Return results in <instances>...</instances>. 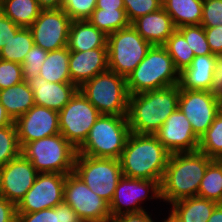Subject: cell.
<instances>
[{
    "mask_svg": "<svg viewBox=\"0 0 222 222\" xmlns=\"http://www.w3.org/2000/svg\"><path fill=\"white\" fill-rule=\"evenodd\" d=\"M212 160L200 151L171 154L160 183L161 199L172 204L197 196L201 180Z\"/></svg>",
    "mask_w": 222,
    "mask_h": 222,
    "instance_id": "1",
    "label": "cell"
},
{
    "mask_svg": "<svg viewBox=\"0 0 222 222\" xmlns=\"http://www.w3.org/2000/svg\"><path fill=\"white\" fill-rule=\"evenodd\" d=\"M170 155L155 135L131 132L119 158L122 174L161 183Z\"/></svg>",
    "mask_w": 222,
    "mask_h": 222,
    "instance_id": "2",
    "label": "cell"
},
{
    "mask_svg": "<svg viewBox=\"0 0 222 222\" xmlns=\"http://www.w3.org/2000/svg\"><path fill=\"white\" fill-rule=\"evenodd\" d=\"M179 84L129 95L128 124L132 133L154 135L178 108Z\"/></svg>",
    "mask_w": 222,
    "mask_h": 222,
    "instance_id": "3",
    "label": "cell"
},
{
    "mask_svg": "<svg viewBox=\"0 0 222 222\" xmlns=\"http://www.w3.org/2000/svg\"><path fill=\"white\" fill-rule=\"evenodd\" d=\"M179 71L163 45H153L126 78L129 95L179 84Z\"/></svg>",
    "mask_w": 222,
    "mask_h": 222,
    "instance_id": "4",
    "label": "cell"
},
{
    "mask_svg": "<svg viewBox=\"0 0 222 222\" xmlns=\"http://www.w3.org/2000/svg\"><path fill=\"white\" fill-rule=\"evenodd\" d=\"M130 133L127 116L101 114L77 154L119 159Z\"/></svg>",
    "mask_w": 222,
    "mask_h": 222,
    "instance_id": "5",
    "label": "cell"
},
{
    "mask_svg": "<svg viewBox=\"0 0 222 222\" xmlns=\"http://www.w3.org/2000/svg\"><path fill=\"white\" fill-rule=\"evenodd\" d=\"M21 153L33 164L38 173L74 172L77 149L64 136H48L26 143Z\"/></svg>",
    "mask_w": 222,
    "mask_h": 222,
    "instance_id": "6",
    "label": "cell"
},
{
    "mask_svg": "<svg viewBox=\"0 0 222 222\" xmlns=\"http://www.w3.org/2000/svg\"><path fill=\"white\" fill-rule=\"evenodd\" d=\"M79 90L101 114L127 116L129 93L126 77L107 70L85 82Z\"/></svg>",
    "mask_w": 222,
    "mask_h": 222,
    "instance_id": "7",
    "label": "cell"
},
{
    "mask_svg": "<svg viewBox=\"0 0 222 222\" xmlns=\"http://www.w3.org/2000/svg\"><path fill=\"white\" fill-rule=\"evenodd\" d=\"M151 46L132 25L107 35L109 70L127 78Z\"/></svg>",
    "mask_w": 222,
    "mask_h": 222,
    "instance_id": "8",
    "label": "cell"
},
{
    "mask_svg": "<svg viewBox=\"0 0 222 222\" xmlns=\"http://www.w3.org/2000/svg\"><path fill=\"white\" fill-rule=\"evenodd\" d=\"M74 173L109 204L119 180L123 177L119 159L96 158L77 154Z\"/></svg>",
    "mask_w": 222,
    "mask_h": 222,
    "instance_id": "9",
    "label": "cell"
},
{
    "mask_svg": "<svg viewBox=\"0 0 222 222\" xmlns=\"http://www.w3.org/2000/svg\"><path fill=\"white\" fill-rule=\"evenodd\" d=\"M59 113L60 133L78 149L101 113L78 90Z\"/></svg>",
    "mask_w": 222,
    "mask_h": 222,
    "instance_id": "10",
    "label": "cell"
},
{
    "mask_svg": "<svg viewBox=\"0 0 222 222\" xmlns=\"http://www.w3.org/2000/svg\"><path fill=\"white\" fill-rule=\"evenodd\" d=\"M64 202L83 222H112L109 203L91 191L74 172L66 175Z\"/></svg>",
    "mask_w": 222,
    "mask_h": 222,
    "instance_id": "11",
    "label": "cell"
},
{
    "mask_svg": "<svg viewBox=\"0 0 222 222\" xmlns=\"http://www.w3.org/2000/svg\"><path fill=\"white\" fill-rule=\"evenodd\" d=\"M149 191L152 193L148 196ZM160 199V183L158 181L127 178L122 177L115 189V193L112 201L109 204L111 218L114 219L122 214L139 213L146 209H143L140 205L142 201L147 198Z\"/></svg>",
    "mask_w": 222,
    "mask_h": 222,
    "instance_id": "12",
    "label": "cell"
},
{
    "mask_svg": "<svg viewBox=\"0 0 222 222\" xmlns=\"http://www.w3.org/2000/svg\"><path fill=\"white\" fill-rule=\"evenodd\" d=\"M66 174L39 173L33 186L16 206V213H32L64 202Z\"/></svg>",
    "mask_w": 222,
    "mask_h": 222,
    "instance_id": "13",
    "label": "cell"
},
{
    "mask_svg": "<svg viewBox=\"0 0 222 222\" xmlns=\"http://www.w3.org/2000/svg\"><path fill=\"white\" fill-rule=\"evenodd\" d=\"M71 22L62 9L41 10L38 18L29 27L34 44L46 51L67 47Z\"/></svg>",
    "mask_w": 222,
    "mask_h": 222,
    "instance_id": "14",
    "label": "cell"
},
{
    "mask_svg": "<svg viewBox=\"0 0 222 222\" xmlns=\"http://www.w3.org/2000/svg\"><path fill=\"white\" fill-rule=\"evenodd\" d=\"M219 99L210 91L179 89L178 109L191 123L200 138L218 115Z\"/></svg>",
    "mask_w": 222,
    "mask_h": 222,
    "instance_id": "15",
    "label": "cell"
},
{
    "mask_svg": "<svg viewBox=\"0 0 222 222\" xmlns=\"http://www.w3.org/2000/svg\"><path fill=\"white\" fill-rule=\"evenodd\" d=\"M38 174L33 164L21 153L0 167V196L17 206L33 186Z\"/></svg>",
    "mask_w": 222,
    "mask_h": 222,
    "instance_id": "16",
    "label": "cell"
},
{
    "mask_svg": "<svg viewBox=\"0 0 222 222\" xmlns=\"http://www.w3.org/2000/svg\"><path fill=\"white\" fill-rule=\"evenodd\" d=\"M14 123L21 148L28 142L60 133L58 111L43 106L34 105Z\"/></svg>",
    "mask_w": 222,
    "mask_h": 222,
    "instance_id": "17",
    "label": "cell"
},
{
    "mask_svg": "<svg viewBox=\"0 0 222 222\" xmlns=\"http://www.w3.org/2000/svg\"><path fill=\"white\" fill-rule=\"evenodd\" d=\"M171 153L198 151L200 138L194 133L191 123L180 109H176L154 134Z\"/></svg>",
    "mask_w": 222,
    "mask_h": 222,
    "instance_id": "18",
    "label": "cell"
},
{
    "mask_svg": "<svg viewBox=\"0 0 222 222\" xmlns=\"http://www.w3.org/2000/svg\"><path fill=\"white\" fill-rule=\"evenodd\" d=\"M69 73L73 84L80 88L93 77L109 70L108 49L70 51Z\"/></svg>",
    "mask_w": 222,
    "mask_h": 222,
    "instance_id": "19",
    "label": "cell"
},
{
    "mask_svg": "<svg viewBox=\"0 0 222 222\" xmlns=\"http://www.w3.org/2000/svg\"><path fill=\"white\" fill-rule=\"evenodd\" d=\"M29 85L34 93L35 105L58 112L62 110L79 90L73 83H49L39 75L29 82Z\"/></svg>",
    "mask_w": 222,
    "mask_h": 222,
    "instance_id": "20",
    "label": "cell"
},
{
    "mask_svg": "<svg viewBox=\"0 0 222 222\" xmlns=\"http://www.w3.org/2000/svg\"><path fill=\"white\" fill-rule=\"evenodd\" d=\"M131 25L152 46L164 45L177 29L163 8L137 18Z\"/></svg>",
    "mask_w": 222,
    "mask_h": 222,
    "instance_id": "21",
    "label": "cell"
},
{
    "mask_svg": "<svg viewBox=\"0 0 222 222\" xmlns=\"http://www.w3.org/2000/svg\"><path fill=\"white\" fill-rule=\"evenodd\" d=\"M216 55L195 56L179 73V89L210 91Z\"/></svg>",
    "mask_w": 222,
    "mask_h": 222,
    "instance_id": "22",
    "label": "cell"
},
{
    "mask_svg": "<svg viewBox=\"0 0 222 222\" xmlns=\"http://www.w3.org/2000/svg\"><path fill=\"white\" fill-rule=\"evenodd\" d=\"M69 51H86L107 48V35L86 20H72L69 37Z\"/></svg>",
    "mask_w": 222,
    "mask_h": 222,
    "instance_id": "23",
    "label": "cell"
},
{
    "mask_svg": "<svg viewBox=\"0 0 222 222\" xmlns=\"http://www.w3.org/2000/svg\"><path fill=\"white\" fill-rule=\"evenodd\" d=\"M169 217L174 222H207L217 202L193 196L171 204Z\"/></svg>",
    "mask_w": 222,
    "mask_h": 222,
    "instance_id": "24",
    "label": "cell"
},
{
    "mask_svg": "<svg viewBox=\"0 0 222 222\" xmlns=\"http://www.w3.org/2000/svg\"><path fill=\"white\" fill-rule=\"evenodd\" d=\"M0 103L13 121L28 112L34 105V93L29 83L21 82L17 85L0 90Z\"/></svg>",
    "mask_w": 222,
    "mask_h": 222,
    "instance_id": "25",
    "label": "cell"
},
{
    "mask_svg": "<svg viewBox=\"0 0 222 222\" xmlns=\"http://www.w3.org/2000/svg\"><path fill=\"white\" fill-rule=\"evenodd\" d=\"M162 8L176 28L201 24L203 0H162Z\"/></svg>",
    "mask_w": 222,
    "mask_h": 222,
    "instance_id": "26",
    "label": "cell"
},
{
    "mask_svg": "<svg viewBox=\"0 0 222 222\" xmlns=\"http://www.w3.org/2000/svg\"><path fill=\"white\" fill-rule=\"evenodd\" d=\"M69 57L68 47L48 51L39 76L49 83H72L68 65Z\"/></svg>",
    "mask_w": 222,
    "mask_h": 222,
    "instance_id": "27",
    "label": "cell"
},
{
    "mask_svg": "<svg viewBox=\"0 0 222 222\" xmlns=\"http://www.w3.org/2000/svg\"><path fill=\"white\" fill-rule=\"evenodd\" d=\"M41 10L37 0H3L0 6V11L22 28H29Z\"/></svg>",
    "mask_w": 222,
    "mask_h": 222,
    "instance_id": "28",
    "label": "cell"
},
{
    "mask_svg": "<svg viewBox=\"0 0 222 222\" xmlns=\"http://www.w3.org/2000/svg\"><path fill=\"white\" fill-rule=\"evenodd\" d=\"M197 196L222 204V160L213 159L209 163Z\"/></svg>",
    "mask_w": 222,
    "mask_h": 222,
    "instance_id": "29",
    "label": "cell"
},
{
    "mask_svg": "<svg viewBox=\"0 0 222 222\" xmlns=\"http://www.w3.org/2000/svg\"><path fill=\"white\" fill-rule=\"evenodd\" d=\"M87 20L97 29L102 30L106 35L131 25L125 9H95Z\"/></svg>",
    "mask_w": 222,
    "mask_h": 222,
    "instance_id": "30",
    "label": "cell"
},
{
    "mask_svg": "<svg viewBox=\"0 0 222 222\" xmlns=\"http://www.w3.org/2000/svg\"><path fill=\"white\" fill-rule=\"evenodd\" d=\"M33 45L34 40L30 28H21L0 50V59L22 64Z\"/></svg>",
    "mask_w": 222,
    "mask_h": 222,
    "instance_id": "31",
    "label": "cell"
},
{
    "mask_svg": "<svg viewBox=\"0 0 222 222\" xmlns=\"http://www.w3.org/2000/svg\"><path fill=\"white\" fill-rule=\"evenodd\" d=\"M171 56L175 68L181 72L195 57L184 36L176 29L163 45Z\"/></svg>",
    "mask_w": 222,
    "mask_h": 222,
    "instance_id": "32",
    "label": "cell"
},
{
    "mask_svg": "<svg viewBox=\"0 0 222 222\" xmlns=\"http://www.w3.org/2000/svg\"><path fill=\"white\" fill-rule=\"evenodd\" d=\"M198 151L209 158L222 160V116L219 114L200 137Z\"/></svg>",
    "mask_w": 222,
    "mask_h": 222,
    "instance_id": "33",
    "label": "cell"
},
{
    "mask_svg": "<svg viewBox=\"0 0 222 222\" xmlns=\"http://www.w3.org/2000/svg\"><path fill=\"white\" fill-rule=\"evenodd\" d=\"M21 154L15 123L0 128V167Z\"/></svg>",
    "mask_w": 222,
    "mask_h": 222,
    "instance_id": "34",
    "label": "cell"
},
{
    "mask_svg": "<svg viewBox=\"0 0 222 222\" xmlns=\"http://www.w3.org/2000/svg\"><path fill=\"white\" fill-rule=\"evenodd\" d=\"M177 30L184 36L195 56L212 54L203 26L185 25L177 28Z\"/></svg>",
    "mask_w": 222,
    "mask_h": 222,
    "instance_id": "35",
    "label": "cell"
},
{
    "mask_svg": "<svg viewBox=\"0 0 222 222\" xmlns=\"http://www.w3.org/2000/svg\"><path fill=\"white\" fill-rule=\"evenodd\" d=\"M47 54L48 51L43 50L41 47L35 44L32 46L22 63L24 82L29 83L39 75Z\"/></svg>",
    "mask_w": 222,
    "mask_h": 222,
    "instance_id": "36",
    "label": "cell"
},
{
    "mask_svg": "<svg viewBox=\"0 0 222 222\" xmlns=\"http://www.w3.org/2000/svg\"><path fill=\"white\" fill-rule=\"evenodd\" d=\"M123 3L130 23L162 8V0H123Z\"/></svg>",
    "mask_w": 222,
    "mask_h": 222,
    "instance_id": "37",
    "label": "cell"
},
{
    "mask_svg": "<svg viewBox=\"0 0 222 222\" xmlns=\"http://www.w3.org/2000/svg\"><path fill=\"white\" fill-rule=\"evenodd\" d=\"M97 0H64L62 10L71 20H86L96 9Z\"/></svg>",
    "mask_w": 222,
    "mask_h": 222,
    "instance_id": "38",
    "label": "cell"
},
{
    "mask_svg": "<svg viewBox=\"0 0 222 222\" xmlns=\"http://www.w3.org/2000/svg\"><path fill=\"white\" fill-rule=\"evenodd\" d=\"M23 81L22 64L0 59V90Z\"/></svg>",
    "mask_w": 222,
    "mask_h": 222,
    "instance_id": "39",
    "label": "cell"
},
{
    "mask_svg": "<svg viewBox=\"0 0 222 222\" xmlns=\"http://www.w3.org/2000/svg\"><path fill=\"white\" fill-rule=\"evenodd\" d=\"M201 26L222 25V0H203Z\"/></svg>",
    "mask_w": 222,
    "mask_h": 222,
    "instance_id": "40",
    "label": "cell"
},
{
    "mask_svg": "<svg viewBox=\"0 0 222 222\" xmlns=\"http://www.w3.org/2000/svg\"><path fill=\"white\" fill-rule=\"evenodd\" d=\"M16 222H59V204L32 213H16Z\"/></svg>",
    "mask_w": 222,
    "mask_h": 222,
    "instance_id": "41",
    "label": "cell"
},
{
    "mask_svg": "<svg viewBox=\"0 0 222 222\" xmlns=\"http://www.w3.org/2000/svg\"><path fill=\"white\" fill-rule=\"evenodd\" d=\"M21 28L0 11V50Z\"/></svg>",
    "mask_w": 222,
    "mask_h": 222,
    "instance_id": "42",
    "label": "cell"
},
{
    "mask_svg": "<svg viewBox=\"0 0 222 222\" xmlns=\"http://www.w3.org/2000/svg\"><path fill=\"white\" fill-rule=\"evenodd\" d=\"M204 30L212 54H222V25L216 27H204Z\"/></svg>",
    "mask_w": 222,
    "mask_h": 222,
    "instance_id": "43",
    "label": "cell"
},
{
    "mask_svg": "<svg viewBox=\"0 0 222 222\" xmlns=\"http://www.w3.org/2000/svg\"><path fill=\"white\" fill-rule=\"evenodd\" d=\"M210 92L218 99L222 97V54L216 55Z\"/></svg>",
    "mask_w": 222,
    "mask_h": 222,
    "instance_id": "44",
    "label": "cell"
},
{
    "mask_svg": "<svg viewBox=\"0 0 222 222\" xmlns=\"http://www.w3.org/2000/svg\"><path fill=\"white\" fill-rule=\"evenodd\" d=\"M0 222H16V206L0 196Z\"/></svg>",
    "mask_w": 222,
    "mask_h": 222,
    "instance_id": "45",
    "label": "cell"
},
{
    "mask_svg": "<svg viewBox=\"0 0 222 222\" xmlns=\"http://www.w3.org/2000/svg\"><path fill=\"white\" fill-rule=\"evenodd\" d=\"M112 222H154L147 211L139 213L122 214L112 219Z\"/></svg>",
    "mask_w": 222,
    "mask_h": 222,
    "instance_id": "46",
    "label": "cell"
},
{
    "mask_svg": "<svg viewBox=\"0 0 222 222\" xmlns=\"http://www.w3.org/2000/svg\"><path fill=\"white\" fill-rule=\"evenodd\" d=\"M59 222H83L75 210L65 202L59 204Z\"/></svg>",
    "mask_w": 222,
    "mask_h": 222,
    "instance_id": "47",
    "label": "cell"
},
{
    "mask_svg": "<svg viewBox=\"0 0 222 222\" xmlns=\"http://www.w3.org/2000/svg\"><path fill=\"white\" fill-rule=\"evenodd\" d=\"M96 9H125L123 0H97Z\"/></svg>",
    "mask_w": 222,
    "mask_h": 222,
    "instance_id": "48",
    "label": "cell"
},
{
    "mask_svg": "<svg viewBox=\"0 0 222 222\" xmlns=\"http://www.w3.org/2000/svg\"><path fill=\"white\" fill-rule=\"evenodd\" d=\"M39 7L42 10L48 9H61L64 3V0H37Z\"/></svg>",
    "mask_w": 222,
    "mask_h": 222,
    "instance_id": "49",
    "label": "cell"
},
{
    "mask_svg": "<svg viewBox=\"0 0 222 222\" xmlns=\"http://www.w3.org/2000/svg\"><path fill=\"white\" fill-rule=\"evenodd\" d=\"M14 121L7 114L5 107L0 103V128L12 125Z\"/></svg>",
    "mask_w": 222,
    "mask_h": 222,
    "instance_id": "50",
    "label": "cell"
},
{
    "mask_svg": "<svg viewBox=\"0 0 222 222\" xmlns=\"http://www.w3.org/2000/svg\"><path fill=\"white\" fill-rule=\"evenodd\" d=\"M207 222H222V204H218Z\"/></svg>",
    "mask_w": 222,
    "mask_h": 222,
    "instance_id": "51",
    "label": "cell"
},
{
    "mask_svg": "<svg viewBox=\"0 0 222 222\" xmlns=\"http://www.w3.org/2000/svg\"><path fill=\"white\" fill-rule=\"evenodd\" d=\"M218 114L222 116V97L219 98V102H218Z\"/></svg>",
    "mask_w": 222,
    "mask_h": 222,
    "instance_id": "52",
    "label": "cell"
},
{
    "mask_svg": "<svg viewBox=\"0 0 222 222\" xmlns=\"http://www.w3.org/2000/svg\"><path fill=\"white\" fill-rule=\"evenodd\" d=\"M163 222H174V221L168 216V218L164 219Z\"/></svg>",
    "mask_w": 222,
    "mask_h": 222,
    "instance_id": "53",
    "label": "cell"
}]
</instances>
